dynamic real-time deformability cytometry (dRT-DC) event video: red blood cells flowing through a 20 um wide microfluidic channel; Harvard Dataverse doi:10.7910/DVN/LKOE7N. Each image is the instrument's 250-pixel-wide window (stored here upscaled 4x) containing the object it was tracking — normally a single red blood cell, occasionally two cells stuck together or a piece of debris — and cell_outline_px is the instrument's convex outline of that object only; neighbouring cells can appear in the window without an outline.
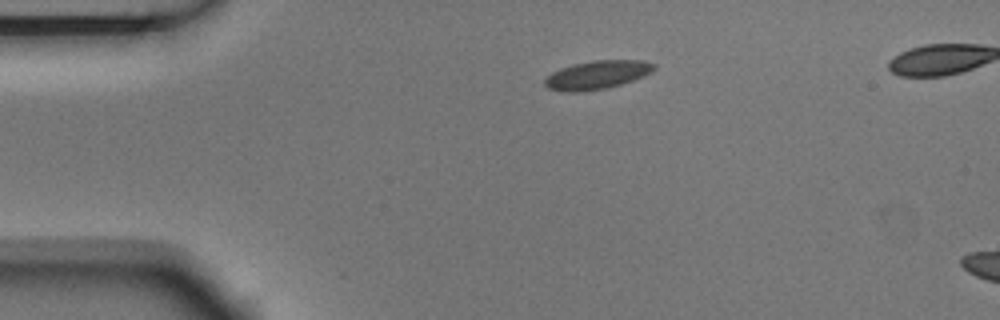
{"species": "Egyptian fruit bat (a non-hibernating species)", "species_latin": "Rousettus aegyptiacus", "temperature_condition": "room temperature", "stored_images_in_passage": 3, "camera_frame_rate_fps": 3000, "um_per_image_px": 0.085, "animal": {"sex": "male"}, "frame": {"image": 1, "passage_image": 1, "time_ms": 0.0, "image_size_px": [1000, 320], "cell_outline_px": [[656, 68], [652, 72], [644, 76], [620, 84], [604, 88], [576, 92], [568, 92], [548, 88], [544, 84], [544, 80], [552, 72], [560, 68], [572, 64], [592, 60], [644, 60], [656, 64]], "centroid_in_image_um": [50.77, 6.34], "position_along_channel_um": 34.2, "area_um2": 18.09}}